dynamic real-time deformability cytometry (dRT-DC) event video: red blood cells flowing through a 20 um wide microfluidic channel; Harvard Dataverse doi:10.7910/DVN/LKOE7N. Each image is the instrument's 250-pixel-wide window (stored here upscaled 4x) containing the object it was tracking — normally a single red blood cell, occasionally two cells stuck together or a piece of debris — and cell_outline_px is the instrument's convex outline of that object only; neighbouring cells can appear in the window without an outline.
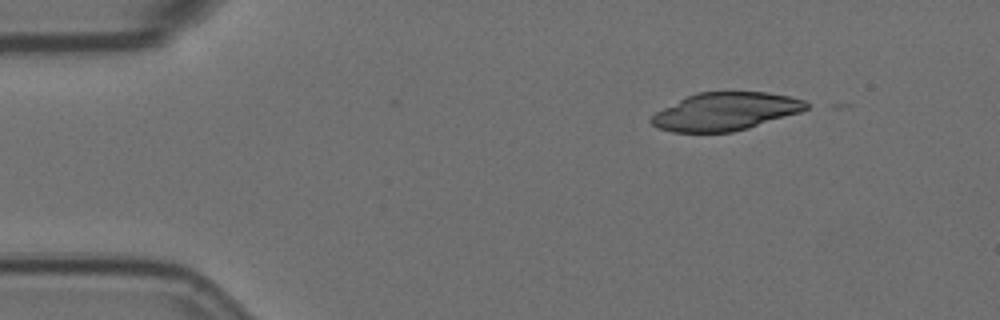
{"species": "Egyptian fruit bat (a non-hibernating species)", "species_latin": "Rousettus aegyptiacus", "temperature_condition": "room temperature", "stored_images_in_passage": 3, "camera_frame_rate_fps": 3000, "um_per_image_px": 0.085, "animal": {"sex": "female"}, "frame": {"image": 1, "passage_image": 1, "time_ms": 0.0, "image_size_px": [1000, 320], "cell_outline_px": [[808, 108], [800, 112], [748, 128], [732, 132], [672, 132], [660, 128], [652, 124], [648, 120], [656, 112], [696, 92], [768, 92], [788, 96], [804, 100], [808, 104]], "centroid_in_image_um": [61.67, 9.48], "position_along_channel_um": 23.3, "area_um2": 33.87}}